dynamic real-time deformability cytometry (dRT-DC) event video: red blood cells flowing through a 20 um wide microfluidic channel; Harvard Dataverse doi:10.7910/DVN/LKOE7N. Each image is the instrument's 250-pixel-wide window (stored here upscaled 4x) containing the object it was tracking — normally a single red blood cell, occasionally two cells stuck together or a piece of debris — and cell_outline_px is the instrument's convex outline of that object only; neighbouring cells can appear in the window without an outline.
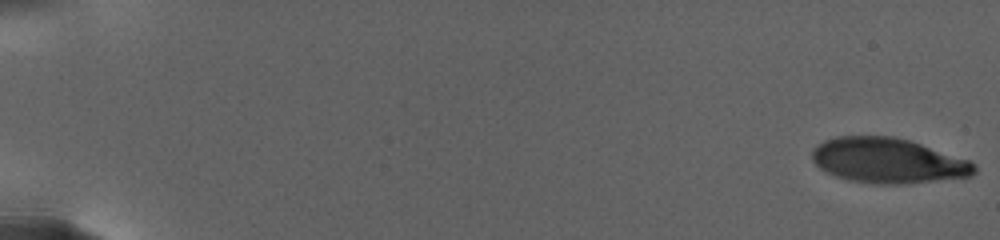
{"species": "human", "species_latin": "Homo sapiens", "temperature_condition": "warm", "stored_images_in_passage": 37, "camera_frame_rate_fps": 3000, "um_per_image_px": 0.085, "donor": {"sex": "female"}, "frame": {"image": 1, "passage_image": 1, "time_ms": 0.0, "image_size_px": [1000, 240], "cell_outline_px": [[976, 172], [972, 176], [908, 184], [872, 184], [848, 180], [836, 176], [820, 168], [812, 160], [812, 148], [816, 144], [824, 140], [836, 136], [892, 136], [908, 140], [968, 160], [976, 164]], "centroid_in_image_um": [75.45, 13.66], "position_along_channel_um": 9.6, "area_um2": 42.71}}
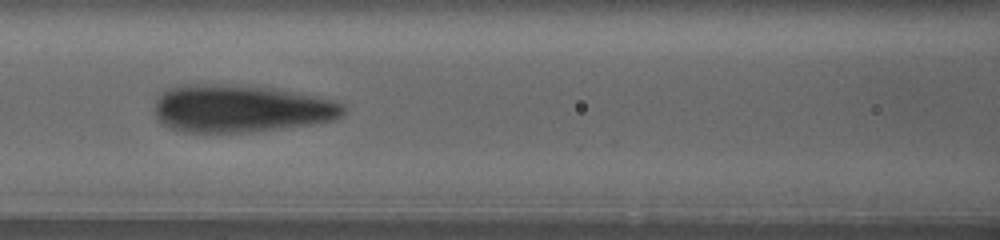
{"frame": {"image": 2, "passage_image": 34, "time_ms": 13.0, "image_size_px": [1000, 240], "cell_outline_px": [[344, 112], [336, 120], [312, 124], [256, 132], [176, 132], [160, 124], [156, 120], [152, 108], [156, 100], [168, 88], [180, 84], [220, 84], [272, 88], [300, 92], [332, 100], [344, 104]], "centroid_in_image_um": [20.4, 9.24], "position_along_channel_um": 146.2, "area_um2": 53.12}}
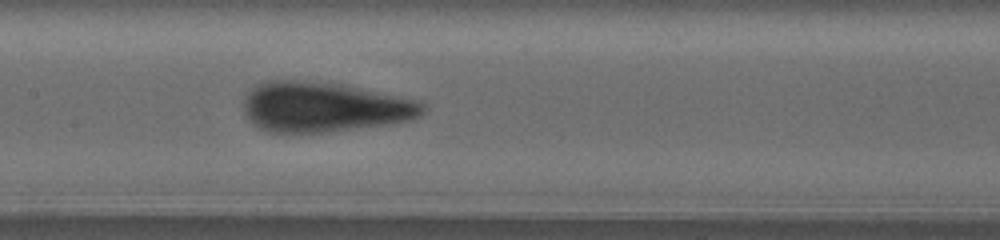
{"frame": {"image": 3, "passage_image": 37, "time_ms": 14.333, "image_size_px": [1000, 240], "cell_outline_px": [[428, 108], [420, 116], [412, 120], [388, 124], [324, 132], [268, 132], [252, 124], [244, 116], [244, 100], [248, 92], [256, 84], [268, 80], [296, 80], [344, 84], [420, 100], [428, 104]], "centroid_in_image_um": [27.58, 9.09], "position_along_channel_um": 179.8, "area_um2": 52.77}}